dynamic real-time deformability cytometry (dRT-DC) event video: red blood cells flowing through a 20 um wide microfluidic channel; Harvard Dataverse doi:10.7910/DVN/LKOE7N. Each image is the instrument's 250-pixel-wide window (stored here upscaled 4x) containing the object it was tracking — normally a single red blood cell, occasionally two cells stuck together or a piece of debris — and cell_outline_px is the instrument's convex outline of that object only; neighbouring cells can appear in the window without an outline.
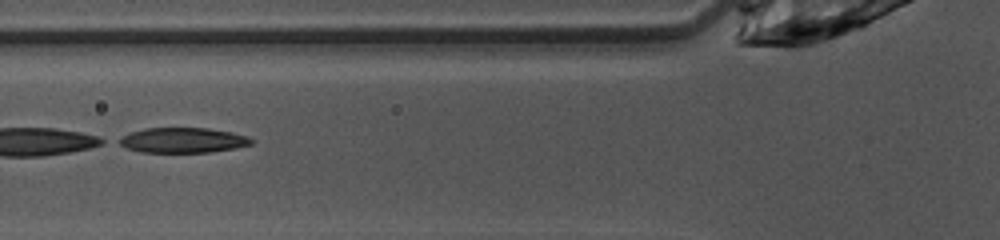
{"species": "common noctule bat (a hibernating species)", "species_latin": "Nyctalus noctula", "temperature_condition": "warm", "stored_images_in_passage": 38, "camera_frame_rate_fps": 3000, "um_per_image_px": 0.085, "animal": {"sex": "female", "body_mass_g": 10.0, "forearm_length_mm": 53.1}, "frame": {"image": 1, "passage_image": 8, "time_ms": 2.333, "image_size_px": [1000, 240], "cell_outline_px": [[252, 144], [236, 148], [212, 152], [140, 152], [124, 148], [116, 144], [116, 140], [132, 132], [144, 128], [208, 128], [232, 132], [248, 136], [252, 140]], "centroid_in_image_um": [15.51, 11.92], "position_along_channel_um": 110.3, "area_um2": 19.54}}
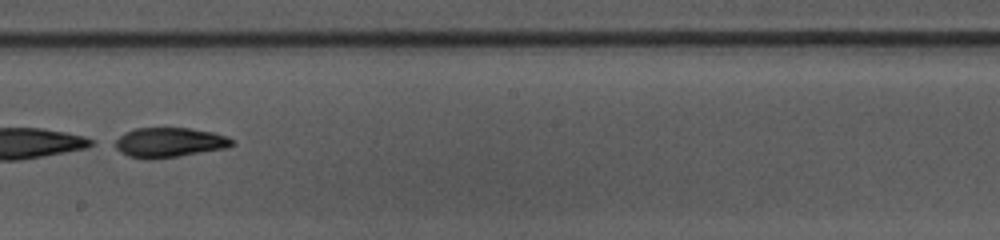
{"frame": {"image": 2, "passage_image": 17, "time_ms": 5.333, "image_size_px": [1000, 240], "cell_outline_px": [[236, 144], [228, 148], [152, 160], [144, 160], [128, 156], [120, 152], [116, 148], [116, 140], [124, 132], [136, 128], [188, 128], [212, 132], [228, 136], [236, 140]], "centroid_in_image_um": [14.43, 12.12], "position_along_channel_um": 233.8, "area_um2": 20.52}}
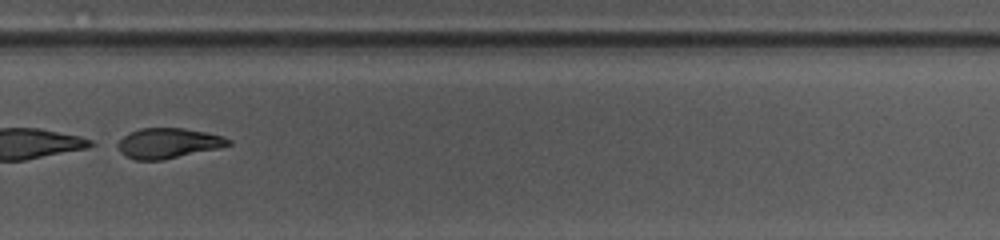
{"frame": {"image": 3, "passage_image": 23, "time_ms": 7.333, "image_size_px": [1000, 240], "cell_outline_px": [[232, 144], [216, 148], [160, 160], [136, 160], [120, 152], [112, 144], [124, 136], [140, 128], [184, 128], [224, 136], [232, 140]], "centroid_in_image_um": [14.24, 12.16], "position_along_channel_um": 315.6, "area_um2": 19.31}, "authors_computed_cell_mechanics": {"area_um2": 20.4034, "velocity_mm_per_s": 4.1084, "shape_relaxation_time_tau1_ms": 2.4886, "shape_relaxation_time_tau2_ms": 4.6177, "deformation_change_tau1": 0.2913, "deformation_change_tau2": 0.083}}